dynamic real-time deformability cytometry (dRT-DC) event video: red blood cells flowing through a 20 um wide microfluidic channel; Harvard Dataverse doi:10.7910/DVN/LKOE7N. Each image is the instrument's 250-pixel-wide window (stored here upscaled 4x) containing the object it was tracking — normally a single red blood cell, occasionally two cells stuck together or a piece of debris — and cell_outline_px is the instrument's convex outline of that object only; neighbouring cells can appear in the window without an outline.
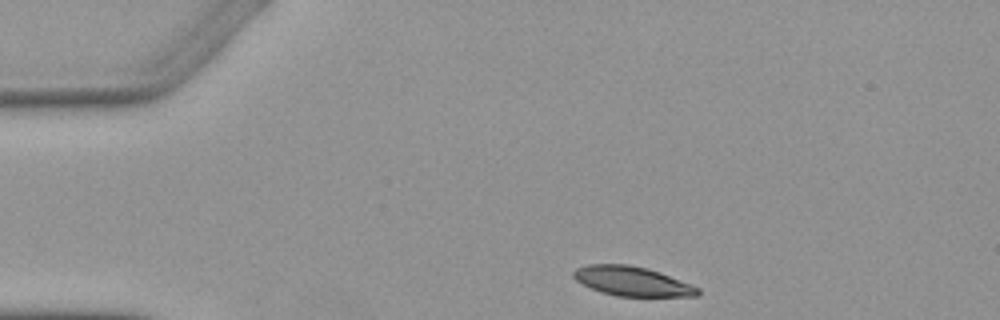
{"species": "Egyptian fruit bat (a non-hibernating species)", "species_latin": "Rousettus aegyptiacus", "temperature_condition": "warm", "stored_images_in_passage": 4, "camera_frame_rate_fps": 3000, "um_per_image_px": 0.085, "animal": {"sex": "female"}, "frame": {"image": 1, "passage_image": 1, "time_ms": 0.0, "image_size_px": [1000, 320], "cell_outline_px": [[700, 292], [696, 296], [616, 296], [600, 292], [576, 280], [572, 276], [572, 272], [576, 268], [588, 264], [628, 264], [648, 268], [660, 272], [700, 288]], "centroid_in_image_um": [53.71, 23.89], "position_along_channel_um": 31.3, "area_um2": 21.27}}
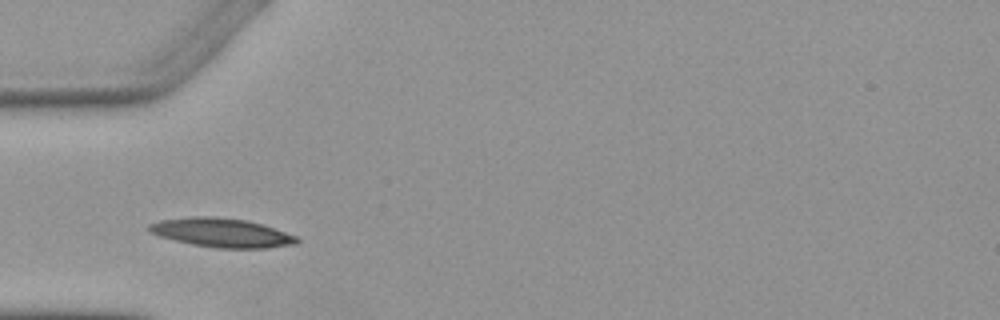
{"frame": {"image": 2, "passage_image": 3, "time_ms": 2.333, "image_size_px": [1000, 320], "cell_outline_px": [[300, 240], [296, 244], [264, 248], [216, 248], [192, 244], [160, 236], [148, 232], [148, 224], [160, 220], [196, 216], [216, 216], [248, 220], [296, 236]], "centroid_in_image_um": [18.82, 19.77], "position_along_channel_um": 66.2, "area_um2": 24.8}}